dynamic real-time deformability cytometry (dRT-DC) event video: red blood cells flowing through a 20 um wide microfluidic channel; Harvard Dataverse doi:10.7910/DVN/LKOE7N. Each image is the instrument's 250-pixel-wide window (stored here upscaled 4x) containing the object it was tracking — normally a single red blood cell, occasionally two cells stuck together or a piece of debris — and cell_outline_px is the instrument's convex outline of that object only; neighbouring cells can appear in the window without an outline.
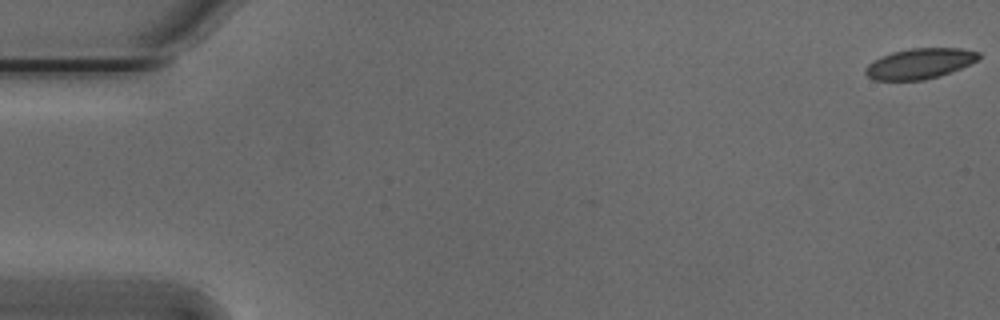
{"species": "Egyptian fruit bat (a non-hibernating species)", "species_latin": "Rousettus aegyptiacus", "temperature_condition": "cold", "stored_images_in_passage": 6, "camera_frame_rate_fps": 3000, "um_per_image_px": 0.085, "animal": {"sex": "male"}, "frame": {"image": 1, "passage_image": 1, "time_ms": 0.0, "image_size_px": [1000, 320], "cell_outline_px": [[980, 56], [976, 60], [960, 68], [940, 76], [924, 80], [876, 80], [868, 76], [864, 72], [864, 68], [872, 60], [880, 56], [892, 52], [912, 48], [960, 48], [980, 52]], "centroid_in_image_um": [78.13, 5.4], "position_along_channel_um": 6.9, "area_um2": 20.06}}